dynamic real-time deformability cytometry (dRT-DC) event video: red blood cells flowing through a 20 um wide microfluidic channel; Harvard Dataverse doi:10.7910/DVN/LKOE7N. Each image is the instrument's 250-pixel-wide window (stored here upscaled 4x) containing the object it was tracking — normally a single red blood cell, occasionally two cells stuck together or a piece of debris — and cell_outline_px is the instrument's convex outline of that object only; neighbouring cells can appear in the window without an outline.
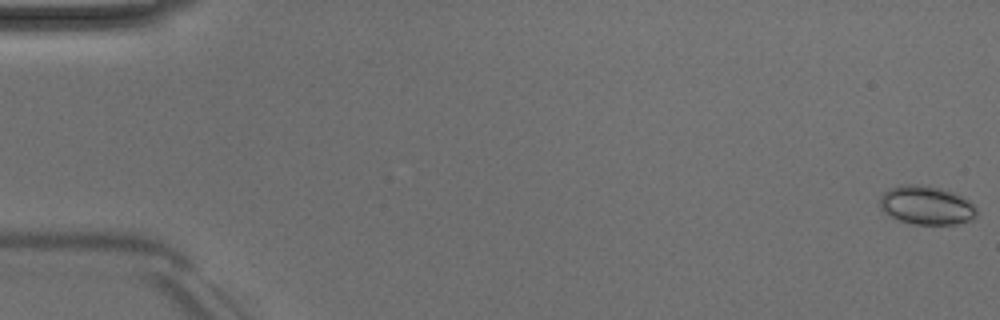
{"species": "Egyptian fruit bat (a non-hibernating species)", "species_latin": "Rousettus aegyptiacus", "temperature_condition": "room temperature", "stored_images_in_passage": 51, "camera_frame_rate_fps": 3000, "um_per_image_px": 0.085, "animal": {"sex": "male"}, "frame": {"image": 1, "passage_image": 1, "time_ms": 0.0, "image_size_px": [1000, 320], "cell_outline_px": [[976, 216], [972, 220], [956, 224], [912, 224], [888, 216], [880, 208], [880, 196], [884, 192], [900, 184], [916, 184], [940, 188], [952, 192], [968, 200], [976, 208]], "centroid_in_image_um": [78.72, 17.45], "position_along_channel_um": 6.3, "area_um2": 21.79}}
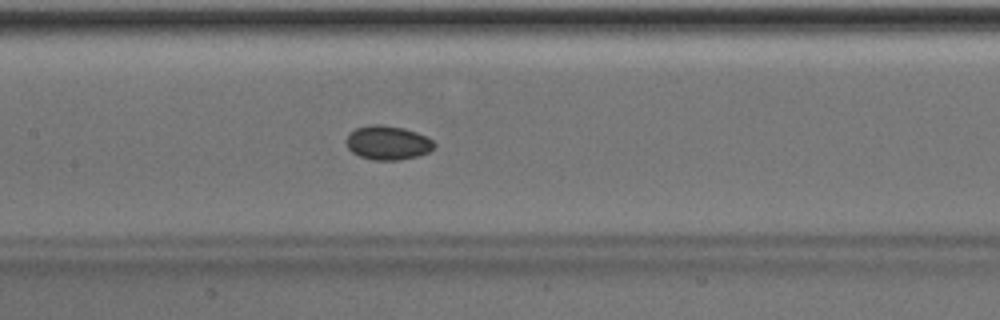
{"frame": {"image": 2, "passage_image": 25, "time_ms": 8.0, "image_size_px": [1000, 320], "cell_outline_px": [[436, 144], [428, 152], [416, 156], [400, 160], [372, 160], [360, 156], [352, 152], [348, 148], [348, 132], [356, 128], [372, 124], [380, 124], [404, 128], [416, 132], [432, 140]], "centroid_in_image_um": [32.95, 12.13], "position_along_channel_um": 174.5, "area_um2": 17.28}}
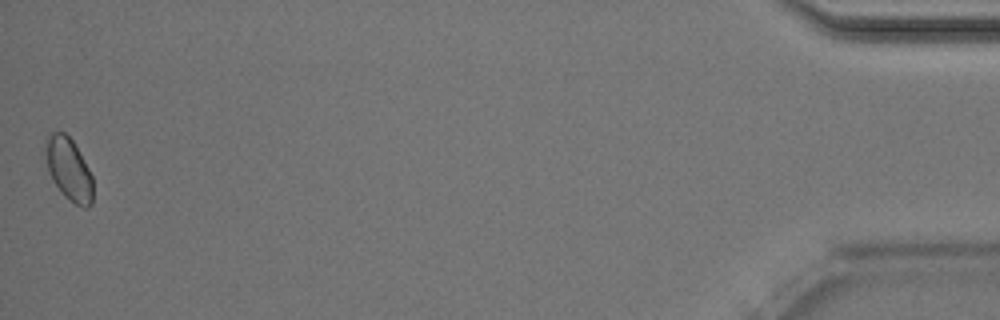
{"frame": {"image": 3, "passage_image": 51, "time_ms": 16.667, "image_size_px": [1000, 320], "cell_outline_px": [[92, 204], [88, 208], [84, 208], [76, 204], [64, 196], [56, 184], [48, 168], [44, 148], [48, 132], [64, 132], [72, 140], [88, 168], [92, 176]], "centroid_in_image_um": [5.84, 14.37], "position_along_channel_um": 429.4, "area_um2": 16.99}, "authors_computed_cell_mechanics": {"area_um2": 17.34, "velocity_mm_per_s": 4.0173, "shape_relaxation_time_tau1_ms": 0.3454, "shape_relaxation_time_tau2_ms": null, "deformation_change_tau1": 0.0264, "deformation_change_tau2": null}}